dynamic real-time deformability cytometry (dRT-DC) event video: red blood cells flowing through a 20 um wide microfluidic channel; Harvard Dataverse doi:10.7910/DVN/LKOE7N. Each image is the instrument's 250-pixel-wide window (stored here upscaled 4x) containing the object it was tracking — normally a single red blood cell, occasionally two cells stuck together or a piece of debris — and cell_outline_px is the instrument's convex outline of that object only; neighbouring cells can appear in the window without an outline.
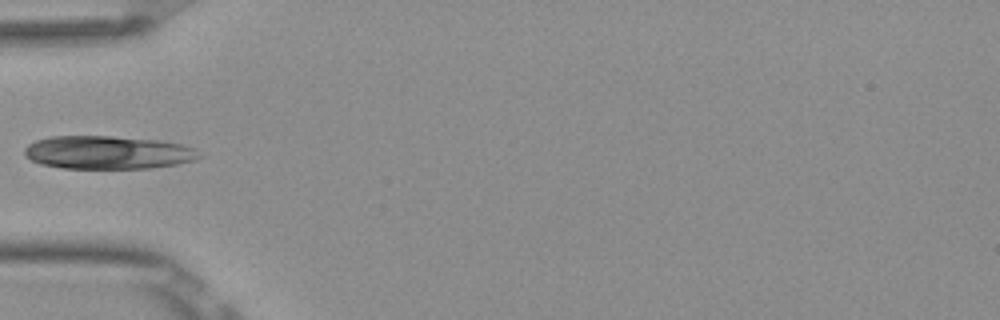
{"species": "Egyptian fruit bat (a non-hibernating species)", "species_latin": "Rousettus aegyptiacus", "temperature_condition": "room temperature", "stored_images_in_passage": 15, "camera_frame_rate_fps": 3000, "um_per_image_px": 0.085, "frame": {"image": 1, "passage_image": 1, "time_ms": 0.0, "image_size_px": [1000, 320], "cell_outline_px": [[200, 156], [196, 160], [176, 164], [152, 168], [64, 168], [40, 164], [24, 156], [24, 148], [28, 144], [36, 140], [52, 136], [112, 136], [160, 140], [180, 144], [196, 148]], "centroid_in_image_um": [9.16, 12.95], "position_along_channel_um": 75.8, "area_um2": 33.87}}
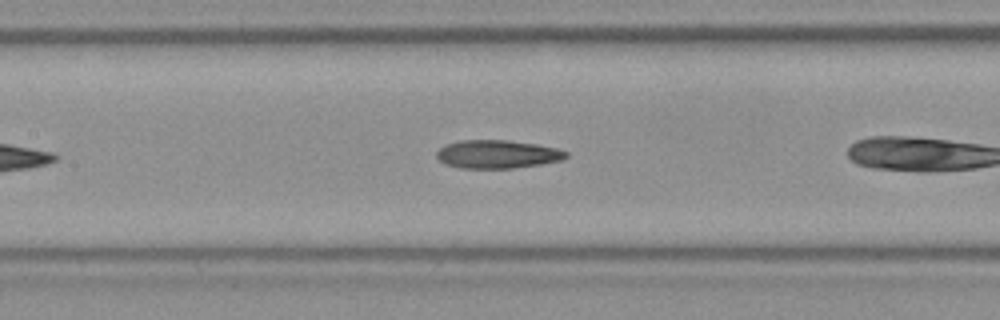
{"frame": {"image": 2, "passage_image": 5, "time_ms": 1.333, "image_size_px": [1000, 320], "cell_outline_px": [[568, 156], [560, 160], [540, 164], [512, 168], [460, 168], [444, 164], [436, 156], [436, 152], [440, 148], [448, 144], [460, 140], [508, 140], [536, 144], [556, 148], [568, 152]], "centroid_in_image_um": [42.26, 13.1], "position_along_channel_um": 165.1, "area_um2": 21.21}}
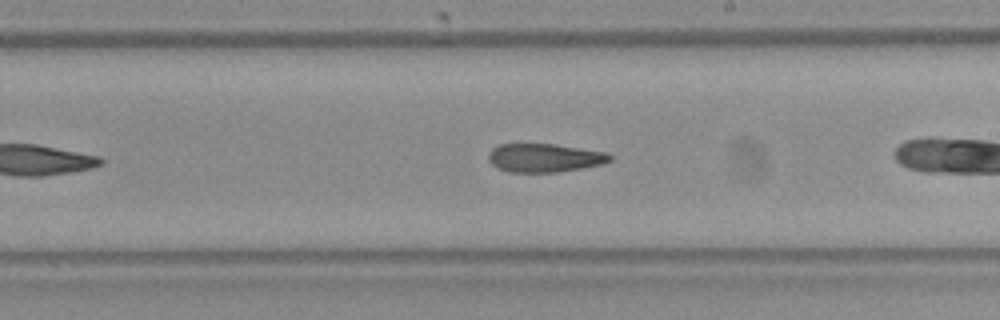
{"frame": {"image": 3, "passage_image": 11, "time_ms": 3.333, "image_size_px": [1000, 320], "cell_outline_px": [[612, 160], [600, 164], [560, 172], [508, 172], [492, 164], [488, 160], [488, 152], [492, 148], [500, 144], [556, 144], [608, 152], [612, 156]], "centroid_in_image_um": [46.28, 13.41], "position_along_channel_um": 242.7, "area_um2": 20.23}}